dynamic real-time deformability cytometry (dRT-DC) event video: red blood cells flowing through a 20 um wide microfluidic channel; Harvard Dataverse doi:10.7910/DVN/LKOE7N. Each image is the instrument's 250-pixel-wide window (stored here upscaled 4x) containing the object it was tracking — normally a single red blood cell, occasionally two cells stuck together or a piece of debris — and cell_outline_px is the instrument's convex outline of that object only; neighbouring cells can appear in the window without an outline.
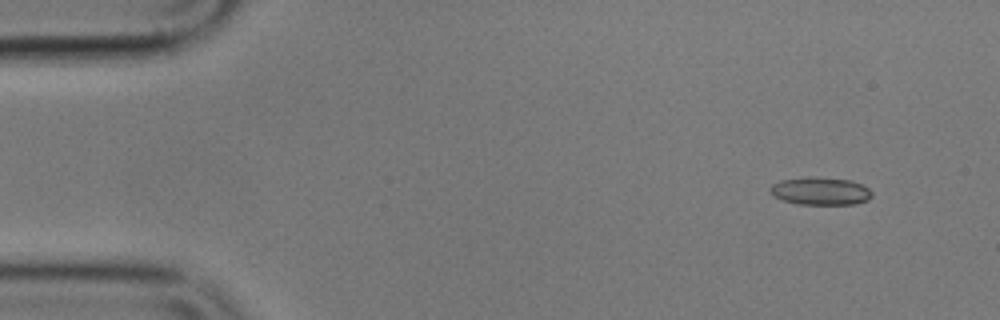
{"species": "common noctule bat (a hibernating species)", "species_latin": "Nyctalus noctula", "temperature_condition": "cold", "stored_images_in_passage": 53, "camera_frame_rate_fps": 3000, "um_per_image_px": 0.085, "animal": {"sex": "male", "body_mass_g": 17.9}, "frame": {"image": 1, "passage_image": 2, "time_ms": 0.333, "image_size_px": [1000, 320], "cell_outline_px": [[872, 196], [868, 200], [856, 204], [796, 204], [772, 196], [768, 188], [772, 184], [780, 180], [808, 176], [852, 180], [868, 188], [872, 192]], "centroid_in_image_um": [69.71, 16.24], "position_along_channel_um": 15.3, "area_um2": 16.65}}
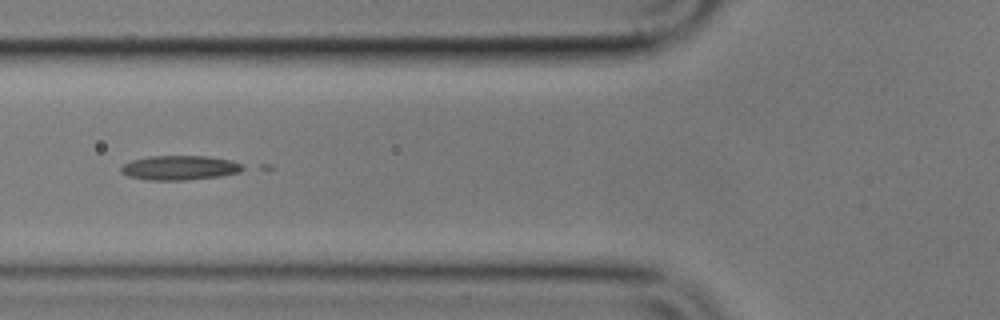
{"frame": {"image": 2, "passage_image": 18, "time_ms": 5.667, "image_size_px": [1000, 320], "cell_outline_px": [[248, 168], [240, 172], [220, 176], [184, 180], [148, 180], [128, 176], [120, 172], [120, 168], [124, 164], [132, 160], [148, 156], [208, 156], [232, 160], [244, 164]], "centroid_in_image_um": [15.33, 14.25], "position_along_channel_um": 110.5, "area_um2": 17.57}}
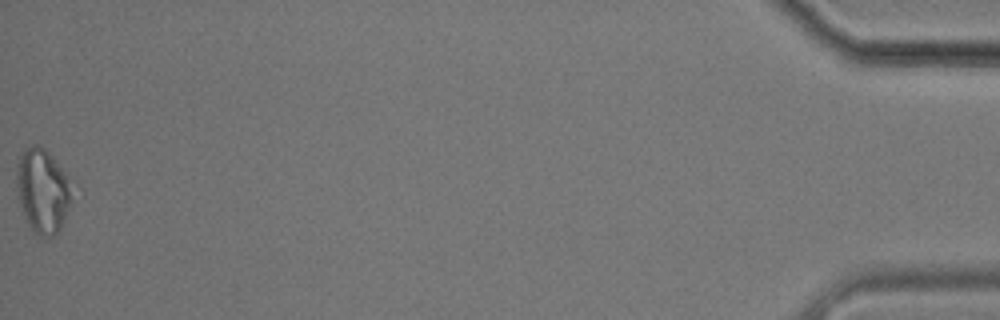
{"frame": {"image": 3, "passage_image": 53, "time_ms": 17.333, "image_size_px": [1000, 320], "cell_outline_px": [[68, 204], [60, 228], [56, 236], [40, 236], [28, 224], [20, 204], [16, 184], [16, 164], [24, 148], [32, 144], [36, 144], [44, 148], [52, 156], [68, 176]], "centroid_in_image_um": [3.56, 16.16], "position_along_channel_um": 431.6, "area_um2": 26.36}, "authors_computed_cell_mechanics": {"area_um2": 16.9932, "velocity_mm_per_s": 3.5983, "shape_relaxation_time_tau1_ms": 3.4387, "shape_relaxation_time_tau2_ms": null, "deformation_change_tau1": 0.4625, "deformation_change_tau2": null}}